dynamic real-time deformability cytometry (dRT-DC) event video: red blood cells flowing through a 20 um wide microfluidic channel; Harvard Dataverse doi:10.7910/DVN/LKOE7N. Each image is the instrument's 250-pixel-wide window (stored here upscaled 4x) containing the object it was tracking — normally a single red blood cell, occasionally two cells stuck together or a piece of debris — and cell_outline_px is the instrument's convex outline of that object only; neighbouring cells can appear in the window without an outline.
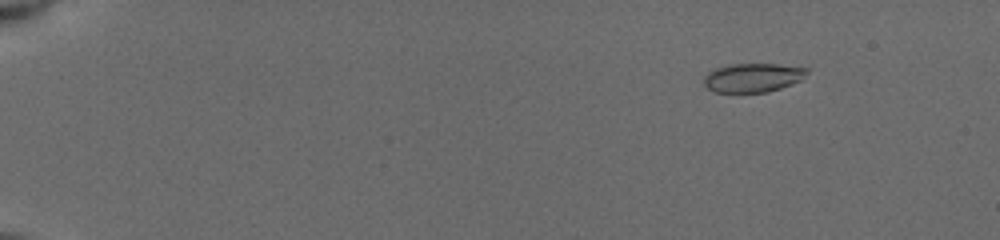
{"species": "common noctule bat (a hibernating species)", "species_latin": "Nyctalus noctula", "temperature_condition": "cold", "stored_images_in_passage": 54, "camera_frame_rate_fps": 3000, "um_per_image_px": 0.085, "animal": {"sex": "female", "body_mass_g": 19.5, "forearm_length_mm": 54.1}, "frame": {"image": 1, "passage_image": 7, "time_ms": 2.333, "image_size_px": [1000, 240], "cell_outline_px": [[808, 72], [800, 80], [792, 84], [768, 92], [716, 92], [708, 88], [704, 84], [704, 76], [708, 72], [716, 68], [732, 64], [776, 64], [808, 68]], "centroid_in_image_um": [63.99, 6.6], "position_along_channel_um": 21.0, "area_um2": 17.22}}
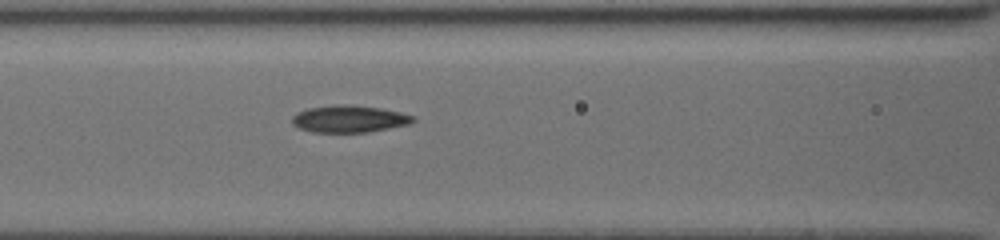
{"frame": {"image": 2, "passage_image": 26, "time_ms": 8.667, "image_size_px": [1000, 240], "cell_outline_px": [[416, 120], [412, 124], [368, 132], [312, 132], [300, 128], [292, 124], [292, 116], [296, 112], [308, 108], [332, 104], [348, 104], [380, 108], [400, 112], [416, 116]], "centroid_in_image_um": [29.7, 10.1], "position_along_channel_um": 136.9, "area_um2": 19.36}}
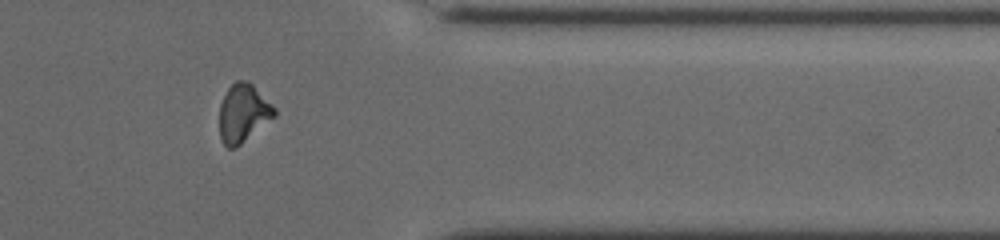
{"frame": {"image": 3, "passage_image": 46, "time_ms": 15.333, "image_size_px": [1000, 240], "cell_outline_px": [[276, 116], [236, 148], [228, 148], [224, 144], [220, 136], [220, 104], [228, 88], [236, 80], [248, 80], [276, 108]], "centroid_in_image_um": [20.69, 9.62], "position_along_channel_um": 390.7, "area_um2": 18.61}, "authors_computed_cell_mechanics": {"area_um2": 18.5249, "velocity_mm_per_s": 3.9366, "shape_relaxation_time_tau1_ms": 3.8074, "shape_relaxation_time_tau2_ms": 3.4601, "deformation_change_tau1": 0.1521, "deformation_change_tau2": 0.0826}}